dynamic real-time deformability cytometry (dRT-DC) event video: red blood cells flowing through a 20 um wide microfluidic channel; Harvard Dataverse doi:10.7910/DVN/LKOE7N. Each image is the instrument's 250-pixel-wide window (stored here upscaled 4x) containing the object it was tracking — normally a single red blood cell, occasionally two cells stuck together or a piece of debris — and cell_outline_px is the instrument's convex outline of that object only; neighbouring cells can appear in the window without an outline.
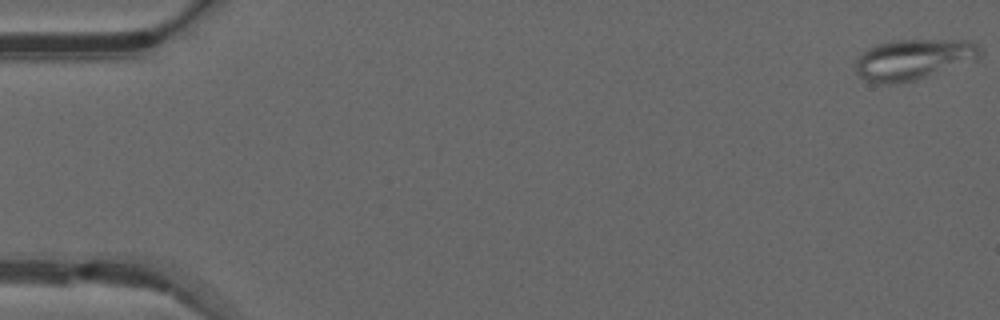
{"species": "common noctule bat (a hibernating species)", "species_latin": "Nyctalus noctula", "temperature_condition": "warm", "stored_images_in_passage": 48, "camera_frame_rate_fps": 3000, "um_per_image_px": 0.085, "animal": {"sex": "male", "forearm_length_mm": 52.5}, "frame": {"image": 1, "passage_image": 1, "time_ms": 0.0, "image_size_px": [1000, 320], "cell_outline_px": [[984, 52], [976, 60], [916, 80], [892, 84], [880, 84], [868, 80], [860, 76], [856, 72], [856, 60], [868, 48], [876, 44], [892, 40], [972, 40]], "centroid_in_image_um": [77.67, 5.04], "position_along_channel_um": 7.3, "area_um2": 29.54}}
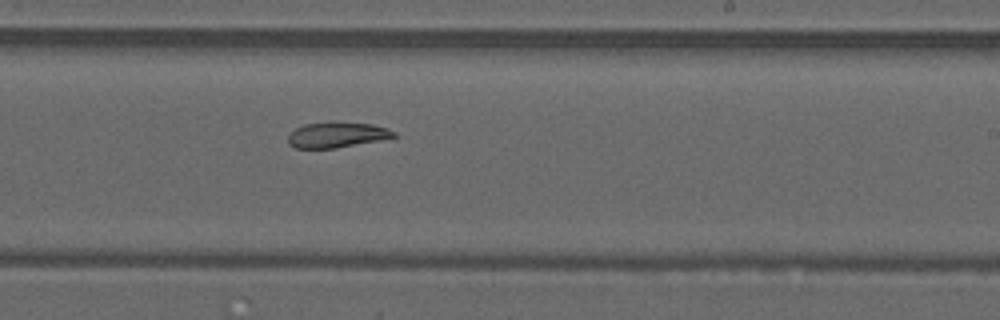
{"frame": {"image": 2, "passage_image": 31, "time_ms": 10.0, "image_size_px": [1000, 320], "cell_outline_px": [[396, 136], [336, 148], [296, 148], [288, 144], [288, 136], [296, 128], [304, 124], [372, 124], [388, 128], [396, 132]], "centroid_in_image_um": [28.61, 11.49], "position_along_channel_um": 260.4, "area_um2": 14.85}}
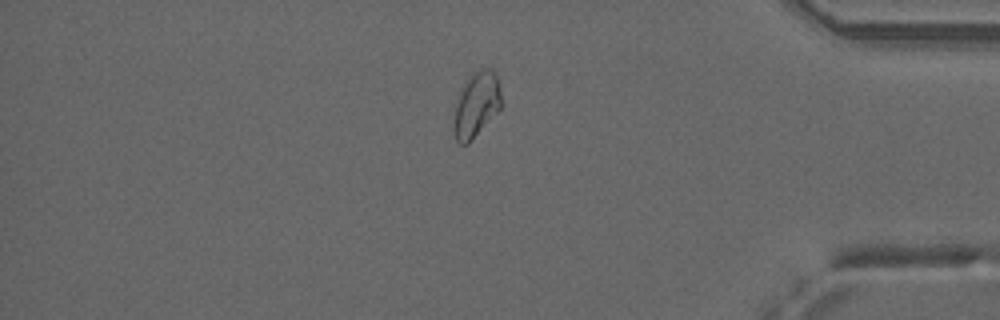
{"frame": {"image": 3, "passage_image": 43, "time_ms": 14.0, "image_size_px": [1000, 320], "cell_outline_px": [[500, 108], [468, 144], [460, 144], [456, 140], [452, 128], [456, 104], [460, 88], [472, 72], [480, 68], [496, 68], [500, 84]], "centroid_in_image_um": [40.48, 8.83], "position_along_channel_um": 394.7, "area_um2": 18.26}}